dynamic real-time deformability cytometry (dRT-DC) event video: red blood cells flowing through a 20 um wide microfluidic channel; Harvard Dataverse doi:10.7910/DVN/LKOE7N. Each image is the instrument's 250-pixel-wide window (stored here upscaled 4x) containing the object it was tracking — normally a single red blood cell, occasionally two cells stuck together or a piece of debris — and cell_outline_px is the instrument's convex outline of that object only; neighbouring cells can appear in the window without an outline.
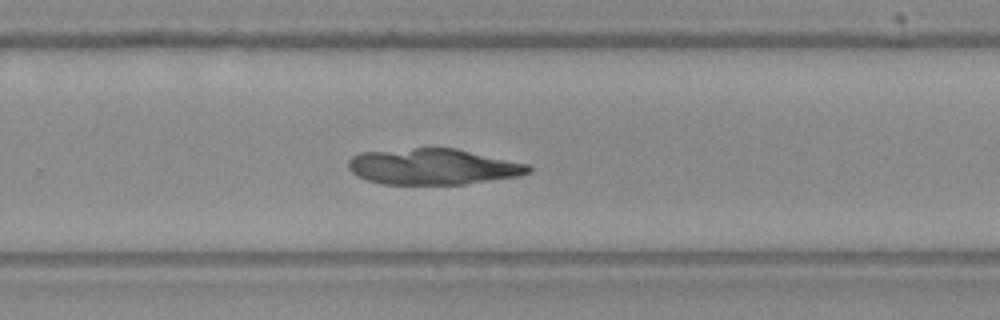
{"species": "Egyptian fruit bat (a non-hibernating species)", "species_latin": "Rousettus aegyptiacus", "temperature_condition": "warm", "stored_images_in_passage": 35, "camera_frame_rate_fps": 3000, "um_per_image_px": 0.085, "frame": {"image": 1, "passage_image": 18, "time_ms": 5.667, "image_size_px": [1000, 320], "cell_outline_px": [[532, 172], [516, 176], [464, 184], [384, 184], [368, 180], [356, 176], [348, 168], [348, 160], [352, 156], [360, 152], [416, 148], [456, 148], [528, 164], [532, 168]], "centroid_in_image_um": [36.78, 14.16], "position_along_channel_um": 293.0, "area_um2": 37.63}}
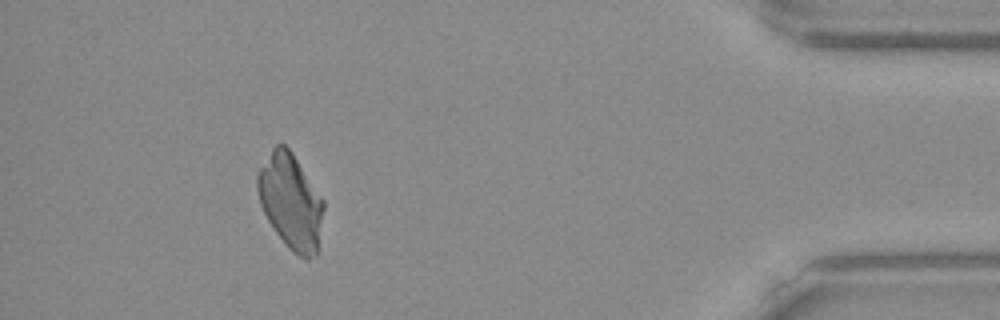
{"frame": {"image": 2, "passage_image": 31, "time_ms": 10.0, "image_size_px": [1000, 320], "cell_outline_px": [[324, 208], [316, 256], [308, 260], [304, 260], [292, 252], [288, 248], [276, 232], [268, 220], [260, 204], [256, 188], [256, 176], [260, 168], [272, 148], [276, 144], [284, 144], [292, 152], [324, 200]], "centroid_in_image_um": [24.7, 17.15], "position_along_channel_um": 410.5, "area_um2": 36.59}}